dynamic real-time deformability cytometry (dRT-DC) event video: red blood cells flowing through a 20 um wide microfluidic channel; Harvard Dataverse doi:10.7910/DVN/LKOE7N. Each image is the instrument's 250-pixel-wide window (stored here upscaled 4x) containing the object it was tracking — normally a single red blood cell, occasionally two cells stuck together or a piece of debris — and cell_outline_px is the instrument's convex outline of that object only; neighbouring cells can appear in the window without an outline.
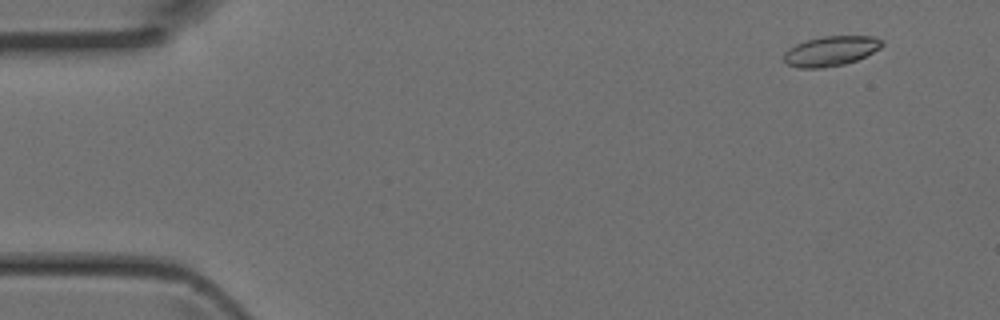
{"species": "Egyptian fruit bat (a non-hibernating species)", "species_latin": "Rousettus aegyptiacus", "temperature_condition": "room temperature", "stored_images_in_passage": 43, "camera_frame_rate_fps": 3000, "um_per_image_px": 0.085, "animal": {"sex": "female"}, "frame": {"image": 1, "passage_image": 2, "time_ms": 0.333, "image_size_px": [1000, 320], "cell_outline_px": [[884, 44], [880, 48], [856, 60], [844, 64], [824, 68], [800, 68], [788, 64], [784, 60], [784, 52], [788, 48], [796, 44], [808, 40], [824, 36], [872, 36], [884, 40]], "centroid_in_image_um": [70.62, 4.33], "position_along_channel_um": 14.4, "area_um2": 16.99}}
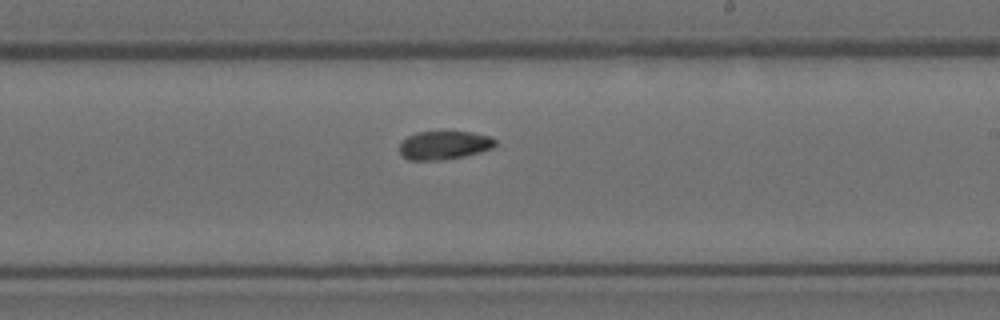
{"frame": {"image": 2, "passage_image": 25, "time_ms": 8.0, "image_size_px": [1000, 320], "cell_outline_px": [[496, 144], [492, 148], [480, 152], [464, 156], [444, 160], [408, 160], [400, 152], [400, 140], [416, 132], [472, 132], [488, 136], [496, 140]], "centroid_in_image_um": [37.73, 12.34], "position_along_channel_um": 251.3, "area_um2": 15.9}}
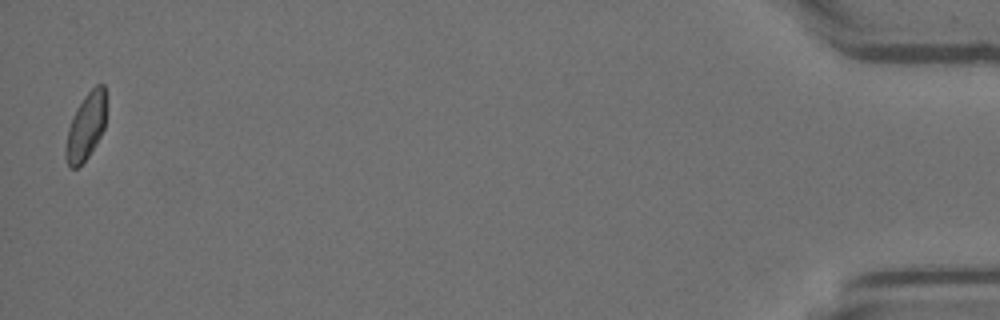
{"frame": {"image": 3, "passage_image": 43, "time_ms": 14.0, "image_size_px": [1000, 320], "cell_outline_px": [[104, 128], [96, 144], [88, 156], [76, 168], [68, 168], [64, 156], [64, 148], [68, 128], [72, 116], [76, 108], [84, 96], [96, 84], [104, 84]], "centroid_in_image_um": [7.24, 10.8], "position_along_channel_um": 428.0, "area_um2": 15.66}}